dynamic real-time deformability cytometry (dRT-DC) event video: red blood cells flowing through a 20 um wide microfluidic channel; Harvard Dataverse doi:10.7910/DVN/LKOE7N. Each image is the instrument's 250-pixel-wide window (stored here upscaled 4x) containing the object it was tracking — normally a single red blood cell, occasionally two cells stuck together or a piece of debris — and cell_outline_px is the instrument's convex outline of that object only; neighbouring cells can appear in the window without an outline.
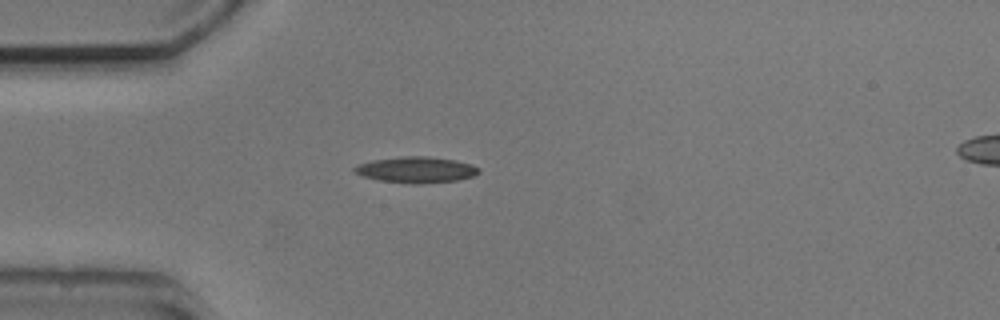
{"species": "common noctule bat (a hibernating species)", "species_latin": "Nyctalus noctula", "temperature_condition": "cold", "stored_images_in_passage": 4, "camera_frame_rate_fps": 3000, "um_per_image_px": 0.085, "animal": {"sex": "male", "body_mass_g": 20.5, "forearm_length_mm": 52.5}, "frame": {"image": 1, "passage_image": 1, "time_ms": 0.0, "image_size_px": [1000, 320], "cell_outline_px": [[480, 172], [472, 176], [456, 180], [420, 184], [412, 184], [376, 180], [364, 176], [356, 172], [352, 168], [360, 164], [372, 160], [400, 156], [428, 156], [456, 160], [472, 164], [480, 168]], "centroid_in_image_um": [35.39, 14.42], "position_along_channel_um": 49.6, "area_um2": 18.9}}